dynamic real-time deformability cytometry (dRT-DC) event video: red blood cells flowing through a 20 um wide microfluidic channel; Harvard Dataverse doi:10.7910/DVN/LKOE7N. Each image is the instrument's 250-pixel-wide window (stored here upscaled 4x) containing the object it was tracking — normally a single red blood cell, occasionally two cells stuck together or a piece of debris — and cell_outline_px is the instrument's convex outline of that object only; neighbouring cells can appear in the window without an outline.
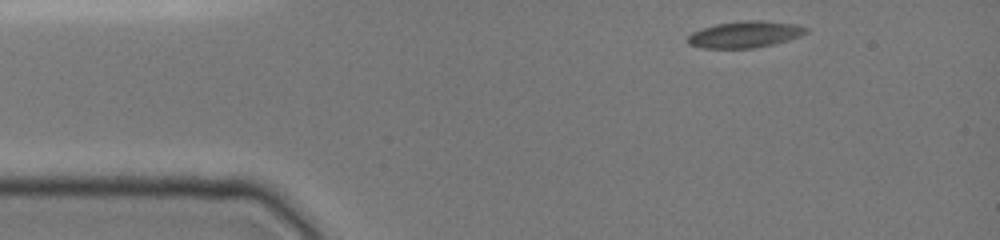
{"species": "common noctule bat (a hibernating species)", "species_latin": "Nyctalus noctula", "temperature_condition": "cold", "stored_images_in_passage": 37, "camera_frame_rate_fps": 3000, "um_per_image_px": 0.085, "animal": {"sex": "female", "body_mass_g": 19.0, "forearm_length_mm": 51.5}, "frame": {"image": 1, "passage_image": 1, "time_ms": 0.0, "image_size_px": [1000, 240], "cell_outline_px": [[808, 32], [800, 36], [788, 40], [756, 48], [704, 48], [688, 44], [688, 36], [692, 32], [700, 28], [716, 24], [744, 20], [760, 20], [796, 24], [808, 28]], "centroid_in_image_um": [63.32, 2.92], "position_along_channel_um": 21.7, "area_um2": 18.32}}
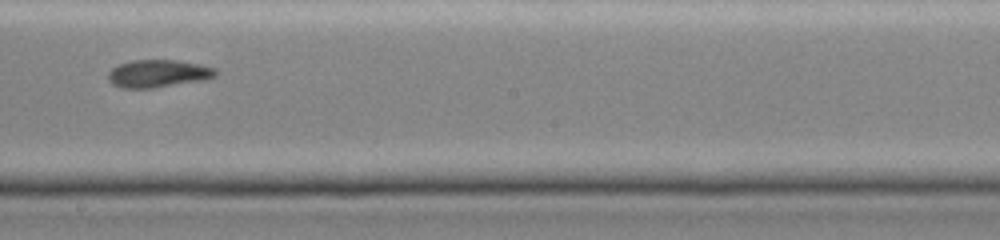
{"frame": {"image": 2, "passage_image": 22, "time_ms": 7.0, "image_size_px": [1000, 240], "cell_outline_px": [[216, 76], [200, 80], [152, 88], [120, 88], [112, 84], [108, 80], [108, 72], [112, 68], [120, 64], [132, 60], [176, 60], [200, 64], [216, 68]], "centroid_in_image_um": [13.4, 6.25], "position_along_channel_um": 234.8, "area_um2": 17.17}}
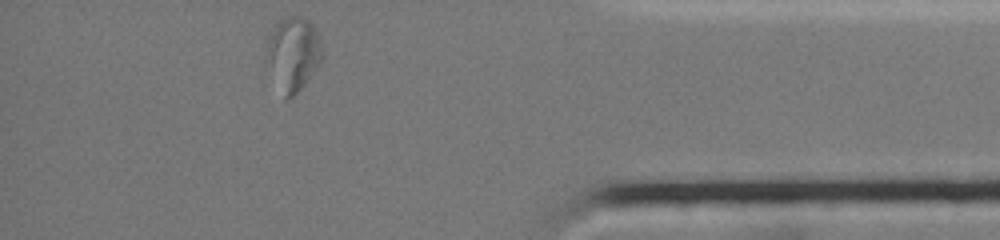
{"frame": {"image": 3, "passage_image": 37, "time_ms": 12.0, "image_size_px": [1000, 240], "cell_outline_px": [[324, 56], [316, 68], [304, 84], [288, 100], [284, 96], [264, 64], [264, 56], [268, 40], [276, 24], [280, 20], [288, 16], [300, 16], [308, 20], [312, 24], [316, 32]], "centroid_in_image_um": [24.87, 4.57], "position_along_channel_um": 410.3, "area_um2": 23.87}, "authors_computed_cell_mechanics": {"area_um2": 17.6868, "velocity_mm_per_s": 3.9328, "shape_relaxation_time_tau1_ms": null, "shape_relaxation_time_tau2_ms": 2.5815, "deformation_change_tau1": null, "deformation_change_tau2": 0.082}}